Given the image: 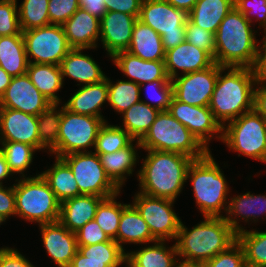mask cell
<instances>
[{
    "label": "cell",
    "mask_w": 266,
    "mask_h": 267,
    "mask_svg": "<svg viewBox=\"0 0 266 267\" xmlns=\"http://www.w3.org/2000/svg\"><path fill=\"white\" fill-rule=\"evenodd\" d=\"M0 214L6 219L16 215L15 184L8 188L0 185Z\"/></svg>",
    "instance_id": "obj_53"
},
{
    "label": "cell",
    "mask_w": 266,
    "mask_h": 267,
    "mask_svg": "<svg viewBox=\"0 0 266 267\" xmlns=\"http://www.w3.org/2000/svg\"><path fill=\"white\" fill-rule=\"evenodd\" d=\"M0 141L21 142L39 150L37 116L10 108H0Z\"/></svg>",
    "instance_id": "obj_18"
},
{
    "label": "cell",
    "mask_w": 266,
    "mask_h": 267,
    "mask_svg": "<svg viewBox=\"0 0 266 267\" xmlns=\"http://www.w3.org/2000/svg\"><path fill=\"white\" fill-rule=\"evenodd\" d=\"M185 41L215 56V34L196 26L190 20L186 24Z\"/></svg>",
    "instance_id": "obj_47"
},
{
    "label": "cell",
    "mask_w": 266,
    "mask_h": 267,
    "mask_svg": "<svg viewBox=\"0 0 266 267\" xmlns=\"http://www.w3.org/2000/svg\"><path fill=\"white\" fill-rule=\"evenodd\" d=\"M0 267H35L17 249L0 248Z\"/></svg>",
    "instance_id": "obj_51"
},
{
    "label": "cell",
    "mask_w": 266,
    "mask_h": 267,
    "mask_svg": "<svg viewBox=\"0 0 266 267\" xmlns=\"http://www.w3.org/2000/svg\"><path fill=\"white\" fill-rule=\"evenodd\" d=\"M202 267H246L243 248L236 241L227 250L202 264Z\"/></svg>",
    "instance_id": "obj_46"
},
{
    "label": "cell",
    "mask_w": 266,
    "mask_h": 267,
    "mask_svg": "<svg viewBox=\"0 0 266 267\" xmlns=\"http://www.w3.org/2000/svg\"><path fill=\"white\" fill-rule=\"evenodd\" d=\"M218 77V64L207 69L183 74L171 80L173 97L193 106H209Z\"/></svg>",
    "instance_id": "obj_15"
},
{
    "label": "cell",
    "mask_w": 266,
    "mask_h": 267,
    "mask_svg": "<svg viewBox=\"0 0 266 267\" xmlns=\"http://www.w3.org/2000/svg\"><path fill=\"white\" fill-rule=\"evenodd\" d=\"M62 28L71 48L94 49L100 36V19L79 8Z\"/></svg>",
    "instance_id": "obj_22"
},
{
    "label": "cell",
    "mask_w": 266,
    "mask_h": 267,
    "mask_svg": "<svg viewBox=\"0 0 266 267\" xmlns=\"http://www.w3.org/2000/svg\"><path fill=\"white\" fill-rule=\"evenodd\" d=\"M143 86L144 88L146 87L145 89H147L148 97L151 93L150 98L152 101H155V103L152 104L143 99H141V101L154 108H157L159 111H167L170 101L173 97V85L171 80H155L153 82H147V86L146 83L140 85V90H142ZM152 89L155 92H152Z\"/></svg>",
    "instance_id": "obj_44"
},
{
    "label": "cell",
    "mask_w": 266,
    "mask_h": 267,
    "mask_svg": "<svg viewBox=\"0 0 266 267\" xmlns=\"http://www.w3.org/2000/svg\"><path fill=\"white\" fill-rule=\"evenodd\" d=\"M138 19L161 36L165 52L185 41L189 13L165 0H142Z\"/></svg>",
    "instance_id": "obj_9"
},
{
    "label": "cell",
    "mask_w": 266,
    "mask_h": 267,
    "mask_svg": "<svg viewBox=\"0 0 266 267\" xmlns=\"http://www.w3.org/2000/svg\"><path fill=\"white\" fill-rule=\"evenodd\" d=\"M188 179L192 183L196 204L204 217H223L220 214L222 209L227 213L229 187L210 151L189 165Z\"/></svg>",
    "instance_id": "obj_5"
},
{
    "label": "cell",
    "mask_w": 266,
    "mask_h": 267,
    "mask_svg": "<svg viewBox=\"0 0 266 267\" xmlns=\"http://www.w3.org/2000/svg\"><path fill=\"white\" fill-rule=\"evenodd\" d=\"M79 8V0H49L50 24L63 25Z\"/></svg>",
    "instance_id": "obj_48"
},
{
    "label": "cell",
    "mask_w": 266,
    "mask_h": 267,
    "mask_svg": "<svg viewBox=\"0 0 266 267\" xmlns=\"http://www.w3.org/2000/svg\"><path fill=\"white\" fill-rule=\"evenodd\" d=\"M52 103L33 85L27 74L12 77L0 98V108H10L38 116Z\"/></svg>",
    "instance_id": "obj_16"
},
{
    "label": "cell",
    "mask_w": 266,
    "mask_h": 267,
    "mask_svg": "<svg viewBox=\"0 0 266 267\" xmlns=\"http://www.w3.org/2000/svg\"><path fill=\"white\" fill-rule=\"evenodd\" d=\"M12 77L0 67V98L4 94L7 87L10 85Z\"/></svg>",
    "instance_id": "obj_58"
},
{
    "label": "cell",
    "mask_w": 266,
    "mask_h": 267,
    "mask_svg": "<svg viewBox=\"0 0 266 267\" xmlns=\"http://www.w3.org/2000/svg\"><path fill=\"white\" fill-rule=\"evenodd\" d=\"M108 103L117 113H124L132 105L141 101L140 85L130 80H120L113 84L107 77Z\"/></svg>",
    "instance_id": "obj_39"
},
{
    "label": "cell",
    "mask_w": 266,
    "mask_h": 267,
    "mask_svg": "<svg viewBox=\"0 0 266 267\" xmlns=\"http://www.w3.org/2000/svg\"><path fill=\"white\" fill-rule=\"evenodd\" d=\"M160 111L145 102H138L122 113V128L136 140L137 148L139 141L145 136Z\"/></svg>",
    "instance_id": "obj_36"
},
{
    "label": "cell",
    "mask_w": 266,
    "mask_h": 267,
    "mask_svg": "<svg viewBox=\"0 0 266 267\" xmlns=\"http://www.w3.org/2000/svg\"><path fill=\"white\" fill-rule=\"evenodd\" d=\"M214 63L207 51L186 41L165 52V70L170 80L178 76V69L183 75L207 69Z\"/></svg>",
    "instance_id": "obj_20"
},
{
    "label": "cell",
    "mask_w": 266,
    "mask_h": 267,
    "mask_svg": "<svg viewBox=\"0 0 266 267\" xmlns=\"http://www.w3.org/2000/svg\"><path fill=\"white\" fill-rule=\"evenodd\" d=\"M167 111L187 127L207 150H209L208 144L215 134L216 138L222 141V127L215 120L209 106H193L172 97Z\"/></svg>",
    "instance_id": "obj_14"
},
{
    "label": "cell",
    "mask_w": 266,
    "mask_h": 267,
    "mask_svg": "<svg viewBox=\"0 0 266 267\" xmlns=\"http://www.w3.org/2000/svg\"><path fill=\"white\" fill-rule=\"evenodd\" d=\"M10 175H13L11 171L9 170L8 164L6 162V159L4 155L0 152V185H3L2 181L9 177Z\"/></svg>",
    "instance_id": "obj_59"
},
{
    "label": "cell",
    "mask_w": 266,
    "mask_h": 267,
    "mask_svg": "<svg viewBox=\"0 0 266 267\" xmlns=\"http://www.w3.org/2000/svg\"><path fill=\"white\" fill-rule=\"evenodd\" d=\"M22 35L28 63L60 65L72 49L62 25L50 24L22 31Z\"/></svg>",
    "instance_id": "obj_12"
},
{
    "label": "cell",
    "mask_w": 266,
    "mask_h": 267,
    "mask_svg": "<svg viewBox=\"0 0 266 267\" xmlns=\"http://www.w3.org/2000/svg\"><path fill=\"white\" fill-rule=\"evenodd\" d=\"M156 240L137 209L132 204H128L122 210L115 241L125 251L123 243L146 244Z\"/></svg>",
    "instance_id": "obj_30"
},
{
    "label": "cell",
    "mask_w": 266,
    "mask_h": 267,
    "mask_svg": "<svg viewBox=\"0 0 266 267\" xmlns=\"http://www.w3.org/2000/svg\"><path fill=\"white\" fill-rule=\"evenodd\" d=\"M222 142L229 150L266 163V120L254 109L222 128Z\"/></svg>",
    "instance_id": "obj_8"
},
{
    "label": "cell",
    "mask_w": 266,
    "mask_h": 267,
    "mask_svg": "<svg viewBox=\"0 0 266 267\" xmlns=\"http://www.w3.org/2000/svg\"><path fill=\"white\" fill-rule=\"evenodd\" d=\"M111 58L116 67L138 85L155 80H170L164 61H145L128 51H120Z\"/></svg>",
    "instance_id": "obj_23"
},
{
    "label": "cell",
    "mask_w": 266,
    "mask_h": 267,
    "mask_svg": "<svg viewBox=\"0 0 266 267\" xmlns=\"http://www.w3.org/2000/svg\"><path fill=\"white\" fill-rule=\"evenodd\" d=\"M22 34L17 0L0 2V36Z\"/></svg>",
    "instance_id": "obj_45"
},
{
    "label": "cell",
    "mask_w": 266,
    "mask_h": 267,
    "mask_svg": "<svg viewBox=\"0 0 266 267\" xmlns=\"http://www.w3.org/2000/svg\"><path fill=\"white\" fill-rule=\"evenodd\" d=\"M176 267H202V265L179 262Z\"/></svg>",
    "instance_id": "obj_60"
},
{
    "label": "cell",
    "mask_w": 266,
    "mask_h": 267,
    "mask_svg": "<svg viewBox=\"0 0 266 267\" xmlns=\"http://www.w3.org/2000/svg\"><path fill=\"white\" fill-rule=\"evenodd\" d=\"M41 236L47 254L58 267H68L78 251L75 232L69 231L59 221L41 224Z\"/></svg>",
    "instance_id": "obj_19"
},
{
    "label": "cell",
    "mask_w": 266,
    "mask_h": 267,
    "mask_svg": "<svg viewBox=\"0 0 266 267\" xmlns=\"http://www.w3.org/2000/svg\"><path fill=\"white\" fill-rule=\"evenodd\" d=\"M134 141L123 128L105 122L98 132L94 150L97 154L113 153L128 147Z\"/></svg>",
    "instance_id": "obj_41"
},
{
    "label": "cell",
    "mask_w": 266,
    "mask_h": 267,
    "mask_svg": "<svg viewBox=\"0 0 266 267\" xmlns=\"http://www.w3.org/2000/svg\"><path fill=\"white\" fill-rule=\"evenodd\" d=\"M28 64L23 35L0 36V67L17 77L27 73Z\"/></svg>",
    "instance_id": "obj_32"
},
{
    "label": "cell",
    "mask_w": 266,
    "mask_h": 267,
    "mask_svg": "<svg viewBox=\"0 0 266 267\" xmlns=\"http://www.w3.org/2000/svg\"><path fill=\"white\" fill-rule=\"evenodd\" d=\"M262 42V46L259 43L257 61L253 69L257 83L266 84V35Z\"/></svg>",
    "instance_id": "obj_54"
},
{
    "label": "cell",
    "mask_w": 266,
    "mask_h": 267,
    "mask_svg": "<svg viewBox=\"0 0 266 267\" xmlns=\"http://www.w3.org/2000/svg\"><path fill=\"white\" fill-rule=\"evenodd\" d=\"M146 151L148 154L137 173L140 192L175 201L183 189L189 165L194 159L176 152Z\"/></svg>",
    "instance_id": "obj_3"
},
{
    "label": "cell",
    "mask_w": 266,
    "mask_h": 267,
    "mask_svg": "<svg viewBox=\"0 0 266 267\" xmlns=\"http://www.w3.org/2000/svg\"><path fill=\"white\" fill-rule=\"evenodd\" d=\"M137 19L133 15L115 11L106 12L100 19L99 40L110 57L120 51H127Z\"/></svg>",
    "instance_id": "obj_17"
},
{
    "label": "cell",
    "mask_w": 266,
    "mask_h": 267,
    "mask_svg": "<svg viewBox=\"0 0 266 267\" xmlns=\"http://www.w3.org/2000/svg\"><path fill=\"white\" fill-rule=\"evenodd\" d=\"M108 101L107 77L101 82L82 86L64 104L70 112L104 119L100 108Z\"/></svg>",
    "instance_id": "obj_26"
},
{
    "label": "cell",
    "mask_w": 266,
    "mask_h": 267,
    "mask_svg": "<svg viewBox=\"0 0 266 267\" xmlns=\"http://www.w3.org/2000/svg\"><path fill=\"white\" fill-rule=\"evenodd\" d=\"M131 143L128 147L113 153L98 154L101 165L111 181L121 189L125 183L126 175L132 174L133 167L137 162L136 146Z\"/></svg>",
    "instance_id": "obj_34"
},
{
    "label": "cell",
    "mask_w": 266,
    "mask_h": 267,
    "mask_svg": "<svg viewBox=\"0 0 266 267\" xmlns=\"http://www.w3.org/2000/svg\"><path fill=\"white\" fill-rule=\"evenodd\" d=\"M105 122V119L70 112L63 106L57 145L50 154L61 158L71 153L87 152V148L95 146L98 132Z\"/></svg>",
    "instance_id": "obj_10"
},
{
    "label": "cell",
    "mask_w": 266,
    "mask_h": 267,
    "mask_svg": "<svg viewBox=\"0 0 266 267\" xmlns=\"http://www.w3.org/2000/svg\"><path fill=\"white\" fill-rule=\"evenodd\" d=\"M85 49L72 48L60 63L62 77H70L83 86L101 82L106 75L92 57L83 54Z\"/></svg>",
    "instance_id": "obj_25"
},
{
    "label": "cell",
    "mask_w": 266,
    "mask_h": 267,
    "mask_svg": "<svg viewBox=\"0 0 266 267\" xmlns=\"http://www.w3.org/2000/svg\"><path fill=\"white\" fill-rule=\"evenodd\" d=\"M103 197L78 195L61 202L59 222L71 232H76L93 220Z\"/></svg>",
    "instance_id": "obj_24"
},
{
    "label": "cell",
    "mask_w": 266,
    "mask_h": 267,
    "mask_svg": "<svg viewBox=\"0 0 266 267\" xmlns=\"http://www.w3.org/2000/svg\"><path fill=\"white\" fill-rule=\"evenodd\" d=\"M2 147L0 152L4 155L11 173H20L22 178L25 177L24 172L33 162V156L37 149L34 146L15 142V141H0Z\"/></svg>",
    "instance_id": "obj_40"
},
{
    "label": "cell",
    "mask_w": 266,
    "mask_h": 267,
    "mask_svg": "<svg viewBox=\"0 0 266 267\" xmlns=\"http://www.w3.org/2000/svg\"><path fill=\"white\" fill-rule=\"evenodd\" d=\"M75 234L78 246H90L111 240L100 228L95 219L87 222L83 227L78 229Z\"/></svg>",
    "instance_id": "obj_49"
},
{
    "label": "cell",
    "mask_w": 266,
    "mask_h": 267,
    "mask_svg": "<svg viewBox=\"0 0 266 267\" xmlns=\"http://www.w3.org/2000/svg\"><path fill=\"white\" fill-rule=\"evenodd\" d=\"M225 70L228 73L222 75ZM256 83L253 68L218 65V77L209 108L222 128L225 126V122L229 123L253 110Z\"/></svg>",
    "instance_id": "obj_1"
},
{
    "label": "cell",
    "mask_w": 266,
    "mask_h": 267,
    "mask_svg": "<svg viewBox=\"0 0 266 267\" xmlns=\"http://www.w3.org/2000/svg\"><path fill=\"white\" fill-rule=\"evenodd\" d=\"M177 9L186 10L188 13L192 10L198 0H165Z\"/></svg>",
    "instance_id": "obj_57"
},
{
    "label": "cell",
    "mask_w": 266,
    "mask_h": 267,
    "mask_svg": "<svg viewBox=\"0 0 266 267\" xmlns=\"http://www.w3.org/2000/svg\"><path fill=\"white\" fill-rule=\"evenodd\" d=\"M70 167L79 188V195H94L108 198L120 194V189L111 181L95 152H76L61 157Z\"/></svg>",
    "instance_id": "obj_11"
},
{
    "label": "cell",
    "mask_w": 266,
    "mask_h": 267,
    "mask_svg": "<svg viewBox=\"0 0 266 267\" xmlns=\"http://www.w3.org/2000/svg\"><path fill=\"white\" fill-rule=\"evenodd\" d=\"M127 51L145 61L165 59L161 36L139 19L134 25L132 40Z\"/></svg>",
    "instance_id": "obj_29"
},
{
    "label": "cell",
    "mask_w": 266,
    "mask_h": 267,
    "mask_svg": "<svg viewBox=\"0 0 266 267\" xmlns=\"http://www.w3.org/2000/svg\"><path fill=\"white\" fill-rule=\"evenodd\" d=\"M234 7L244 14L250 23L253 22L250 14L257 15L256 21H260L259 26L264 28L266 35V0H234Z\"/></svg>",
    "instance_id": "obj_50"
},
{
    "label": "cell",
    "mask_w": 266,
    "mask_h": 267,
    "mask_svg": "<svg viewBox=\"0 0 266 267\" xmlns=\"http://www.w3.org/2000/svg\"><path fill=\"white\" fill-rule=\"evenodd\" d=\"M173 200L153 197L138 192L132 205L148 224L151 234L157 240L176 239L181 219L172 209Z\"/></svg>",
    "instance_id": "obj_13"
},
{
    "label": "cell",
    "mask_w": 266,
    "mask_h": 267,
    "mask_svg": "<svg viewBox=\"0 0 266 267\" xmlns=\"http://www.w3.org/2000/svg\"><path fill=\"white\" fill-rule=\"evenodd\" d=\"M251 23L233 7L215 33L214 62L222 67L254 68L259 42Z\"/></svg>",
    "instance_id": "obj_4"
},
{
    "label": "cell",
    "mask_w": 266,
    "mask_h": 267,
    "mask_svg": "<svg viewBox=\"0 0 266 267\" xmlns=\"http://www.w3.org/2000/svg\"><path fill=\"white\" fill-rule=\"evenodd\" d=\"M242 246L246 267H266V232L243 230L237 234Z\"/></svg>",
    "instance_id": "obj_37"
},
{
    "label": "cell",
    "mask_w": 266,
    "mask_h": 267,
    "mask_svg": "<svg viewBox=\"0 0 266 267\" xmlns=\"http://www.w3.org/2000/svg\"><path fill=\"white\" fill-rule=\"evenodd\" d=\"M55 158L53 167L40 174L53 190L57 199L63 202L66 199L78 196L79 188L68 164L60 157Z\"/></svg>",
    "instance_id": "obj_35"
},
{
    "label": "cell",
    "mask_w": 266,
    "mask_h": 267,
    "mask_svg": "<svg viewBox=\"0 0 266 267\" xmlns=\"http://www.w3.org/2000/svg\"><path fill=\"white\" fill-rule=\"evenodd\" d=\"M139 145L144 150L176 152L194 160L203 158L210 151L168 111H160L157 114Z\"/></svg>",
    "instance_id": "obj_6"
},
{
    "label": "cell",
    "mask_w": 266,
    "mask_h": 267,
    "mask_svg": "<svg viewBox=\"0 0 266 267\" xmlns=\"http://www.w3.org/2000/svg\"><path fill=\"white\" fill-rule=\"evenodd\" d=\"M152 246H145L139 251L126 253V267H176L180 259H176V245L168 248L165 240H156ZM177 260V261H176Z\"/></svg>",
    "instance_id": "obj_28"
},
{
    "label": "cell",
    "mask_w": 266,
    "mask_h": 267,
    "mask_svg": "<svg viewBox=\"0 0 266 267\" xmlns=\"http://www.w3.org/2000/svg\"><path fill=\"white\" fill-rule=\"evenodd\" d=\"M26 74L51 103L60 104L61 100L56 92L62 88L64 79L59 65L29 63Z\"/></svg>",
    "instance_id": "obj_33"
},
{
    "label": "cell",
    "mask_w": 266,
    "mask_h": 267,
    "mask_svg": "<svg viewBox=\"0 0 266 267\" xmlns=\"http://www.w3.org/2000/svg\"><path fill=\"white\" fill-rule=\"evenodd\" d=\"M6 221V218L0 214V225Z\"/></svg>",
    "instance_id": "obj_61"
},
{
    "label": "cell",
    "mask_w": 266,
    "mask_h": 267,
    "mask_svg": "<svg viewBox=\"0 0 266 267\" xmlns=\"http://www.w3.org/2000/svg\"><path fill=\"white\" fill-rule=\"evenodd\" d=\"M141 3L142 0H105L107 12H122L136 18L140 16Z\"/></svg>",
    "instance_id": "obj_52"
},
{
    "label": "cell",
    "mask_w": 266,
    "mask_h": 267,
    "mask_svg": "<svg viewBox=\"0 0 266 267\" xmlns=\"http://www.w3.org/2000/svg\"><path fill=\"white\" fill-rule=\"evenodd\" d=\"M233 7L234 0H198L189 12V20L196 26L215 34Z\"/></svg>",
    "instance_id": "obj_31"
},
{
    "label": "cell",
    "mask_w": 266,
    "mask_h": 267,
    "mask_svg": "<svg viewBox=\"0 0 266 267\" xmlns=\"http://www.w3.org/2000/svg\"><path fill=\"white\" fill-rule=\"evenodd\" d=\"M118 195L103 199L99 203L94 217L100 228L113 240L117 236L122 210L128 205L116 202Z\"/></svg>",
    "instance_id": "obj_42"
},
{
    "label": "cell",
    "mask_w": 266,
    "mask_h": 267,
    "mask_svg": "<svg viewBox=\"0 0 266 267\" xmlns=\"http://www.w3.org/2000/svg\"><path fill=\"white\" fill-rule=\"evenodd\" d=\"M49 0H23L18 9L22 31L50 25Z\"/></svg>",
    "instance_id": "obj_43"
},
{
    "label": "cell",
    "mask_w": 266,
    "mask_h": 267,
    "mask_svg": "<svg viewBox=\"0 0 266 267\" xmlns=\"http://www.w3.org/2000/svg\"><path fill=\"white\" fill-rule=\"evenodd\" d=\"M265 215L266 219V195H254L247 192L242 195L235 196L229 200V205L227 209V215L224 216L226 222L230 227L238 234L244 230L241 225H239V217H242L244 221L248 222L253 220L256 222L259 220L260 214ZM239 216V217H238ZM235 218V219H234Z\"/></svg>",
    "instance_id": "obj_27"
},
{
    "label": "cell",
    "mask_w": 266,
    "mask_h": 267,
    "mask_svg": "<svg viewBox=\"0 0 266 267\" xmlns=\"http://www.w3.org/2000/svg\"><path fill=\"white\" fill-rule=\"evenodd\" d=\"M260 84V87H258ZM253 109L266 120V84L256 83Z\"/></svg>",
    "instance_id": "obj_56"
},
{
    "label": "cell",
    "mask_w": 266,
    "mask_h": 267,
    "mask_svg": "<svg viewBox=\"0 0 266 267\" xmlns=\"http://www.w3.org/2000/svg\"><path fill=\"white\" fill-rule=\"evenodd\" d=\"M59 104L52 103L38 116L39 150L49 149V152L57 145L59 128L61 122V109L57 110Z\"/></svg>",
    "instance_id": "obj_38"
},
{
    "label": "cell",
    "mask_w": 266,
    "mask_h": 267,
    "mask_svg": "<svg viewBox=\"0 0 266 267\" xmlns=\"http://www.w3.org/2000/svg\"><path fill=\"white\" fill-rule=\"evenodd\" d=\"M17 181L16 215L38 225L59 221L61 202L41 174Z\"/></svg>",
    "instance_id": "obj_7"
},
{
    "label": "cell",
    "mask_w": 266,
    "mask_h": 267,
    "mask_svg": "<svg viewBox=\"0 0 266 267\" xmlns=\"http://www.w3.org/2000/svg\"><path fill=\"white\" fill-rule=\"evenodd\" d=\"M79 7L98 19L107 12L105 0H79Z\"/></svg>",
    "instance_id": "obj_55"
},
{
    "label": "cell",
    "mask_w": 266,
    "mask_h": 267,
    "mask_svg": "<svg viewBox=\"0 0 266 267\" xmlns=\"http://www.w3.org/2000/svg\"><path fill=\"white\" fill-rule=\"evenodd\" d=\"M175 243L180 262L202 265L237 241V233L225 217H204L191 230L182 223Z\"/></svg>",
    "instance_id": "obj_2"
},
{
    "label": "cell",
    "mask_w": 266,
    "mask_h": 267,
    "mask_svg": "<svg viewBox=\"0 0 266 267\" xmlns=\"http://www.w3.org/2000/svg\"><path fill=\"white\" fill-rule=\"evenodd\" d=\"M126 263V252L113 239L90 246H78L68 267H119Z\"/></svg>",
    "instance_id": "obj_21"
}]
</instances>
